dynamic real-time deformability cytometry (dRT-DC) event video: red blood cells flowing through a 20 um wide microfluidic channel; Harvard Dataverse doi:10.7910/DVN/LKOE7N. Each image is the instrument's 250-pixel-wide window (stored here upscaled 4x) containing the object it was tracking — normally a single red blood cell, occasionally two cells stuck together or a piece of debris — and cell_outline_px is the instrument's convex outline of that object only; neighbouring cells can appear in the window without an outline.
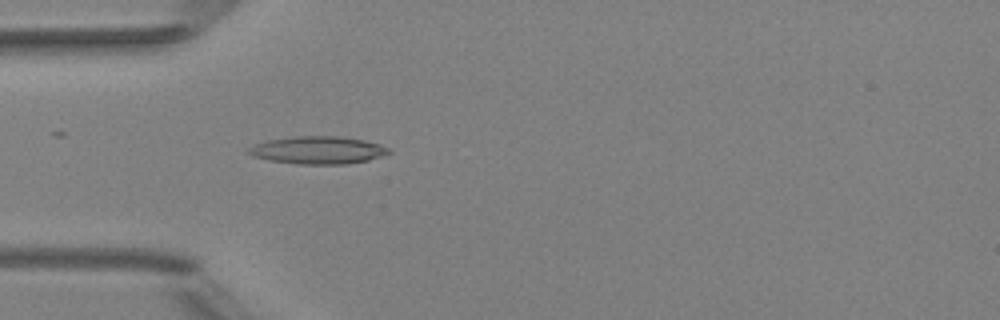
{"species": "Egyptian fruit bat (a non-hibernating species)", "species_latin": "Rousettus aegyptiacus", "temperature_condition": "room temperature", "stored_images_in_passage": 5, "camera_frame_rate_fps": 3000, "um_per_image_px": 0.085, "animal": {"sex": "female"}, "frame": {"image": 1, "passage_image": 5, "time_ms": 4.667, "image_size_px": [1000, 320], "cell_outline_px": [[392, 152], [368, 160], [344, 164], [296, 164], [268, 160], [252, 156], [248, 152], [248, 148], [256, 144], [268, 140], [296, 136], [344, 136], [364, 140], [380, 144], [388, 148]], "centroid_in_image_um": [27.03, 12.76], "position_along_channel_um": 58.0, "area_um2": 22.54}}